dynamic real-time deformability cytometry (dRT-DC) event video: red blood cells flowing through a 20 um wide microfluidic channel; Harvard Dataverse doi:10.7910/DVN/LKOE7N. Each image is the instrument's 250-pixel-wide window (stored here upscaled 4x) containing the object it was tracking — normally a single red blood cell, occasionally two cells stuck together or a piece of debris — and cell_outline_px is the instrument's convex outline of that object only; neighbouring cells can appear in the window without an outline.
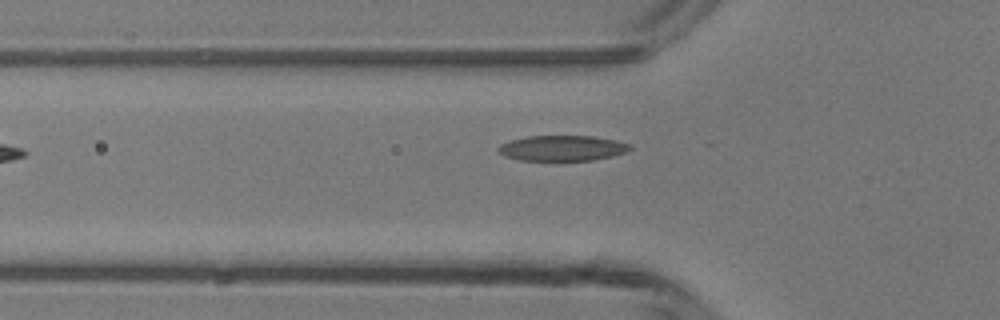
{"species": "common noctule bat (a hibernating species)", "species_latin": "Nyctalus noctula", "temperature_condition": "room temperature", "stored_images_in_passage": 6, "camera_frame_rate_fps": 3000, "um_per_image_px": 0.085, "animal": {"sex": "male", "body_mass_g": 13.3}, "frame": {"image": 1, "passage_image": 6, "time_ms": 6.0, "image_size_px": [1000, 320], "cell_outline_px": [[632, 148], [628, 152], [612, 156], [592, 160], [520, 160], [504, 156], [496, 152], [496, 148], [500, 144], [512, 140], [528, 136], [592, 136], [616, 140], [632, 144]], "centroid_in_image_um": [47.8, 12.59], "position_along_channel_um": 78.0, "area_um2": 19.65}}